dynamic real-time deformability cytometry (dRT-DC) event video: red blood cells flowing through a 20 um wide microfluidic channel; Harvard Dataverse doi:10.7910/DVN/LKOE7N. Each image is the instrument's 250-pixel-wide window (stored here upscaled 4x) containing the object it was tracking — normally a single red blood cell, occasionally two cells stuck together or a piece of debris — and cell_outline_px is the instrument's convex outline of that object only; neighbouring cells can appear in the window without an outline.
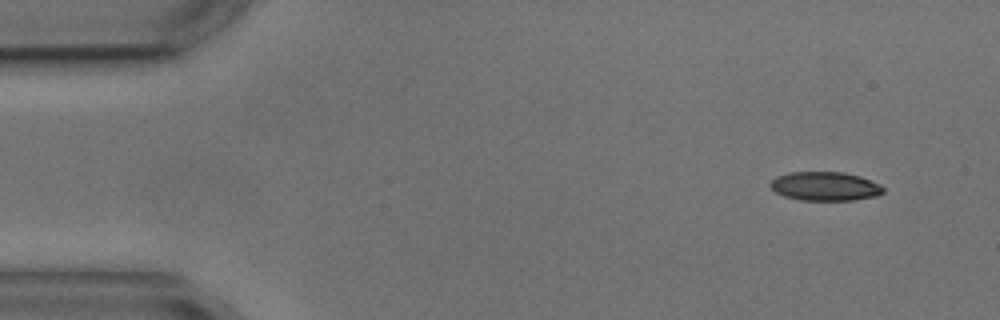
{"species": "common noctule bat (a hibernating species)", "species_latin": "Nyctalus noctula", "temperature_condition": "cold", "stored_images_in_passage": 4, "camera_frame_rate_fps": 3000, "um_per_image_px": 0.085, "animal": {"sex": "male", "body_mass_g": 17.9, "forearm_length_mm": 54.2}, "frame": {"image": 1, "passage_image": 1, "time_ms": 0.0, "image_size_px": [1000, 320], "cell_outline_px": [[884, 192], [880, 196], [852, 200], [800, 200], [784, 196], [776, 192], [768, 184], [776, 176], [788, 172], [844, 172], [860, 176], [880, 184], [884, 188]], "centroid_in_image_um": [70.15, 15.83], "position_along_channel_um": 14.9, "area_um2": 19.19}}